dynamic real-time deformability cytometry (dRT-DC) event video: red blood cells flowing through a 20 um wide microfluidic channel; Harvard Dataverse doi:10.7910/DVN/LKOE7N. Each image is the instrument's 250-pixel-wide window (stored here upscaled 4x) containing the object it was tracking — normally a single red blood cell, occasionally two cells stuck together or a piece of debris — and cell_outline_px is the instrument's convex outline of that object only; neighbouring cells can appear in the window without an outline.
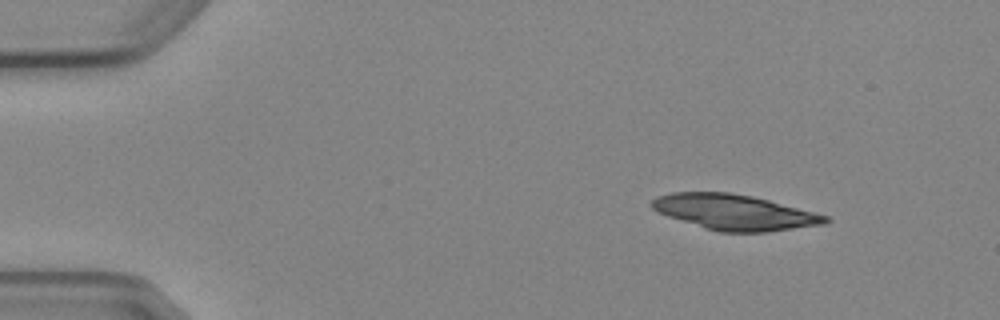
{"species": "Egyptian fruit bat (a non-hibernating species)", "species_latin": "Rousettus aegyptiacus", "temperature_condition": "cold", "stored_images_in_passage": 5, "camera_frame_rate_fps": 3000, "um_per_image_px": 0.085, "animal": {"sex": "female"}, "frame": {"image": 1, "passage_image": 1, "time_ms": 0.0, "image_size_px": [1000, 320], "cell_outline_px": [[832, 220], [828, 224], [768, 232], [720, 232], [668, 216], [656, 212], [652, 208], [652, 200], [656, 196], [672, 192], [732, 192], [752, 196], [768, 200], [828, 216]], "centroid_in_image_um": [62.46, 18.04], "position_along_channel_um": 22.5, "area_um2": 35.72}}